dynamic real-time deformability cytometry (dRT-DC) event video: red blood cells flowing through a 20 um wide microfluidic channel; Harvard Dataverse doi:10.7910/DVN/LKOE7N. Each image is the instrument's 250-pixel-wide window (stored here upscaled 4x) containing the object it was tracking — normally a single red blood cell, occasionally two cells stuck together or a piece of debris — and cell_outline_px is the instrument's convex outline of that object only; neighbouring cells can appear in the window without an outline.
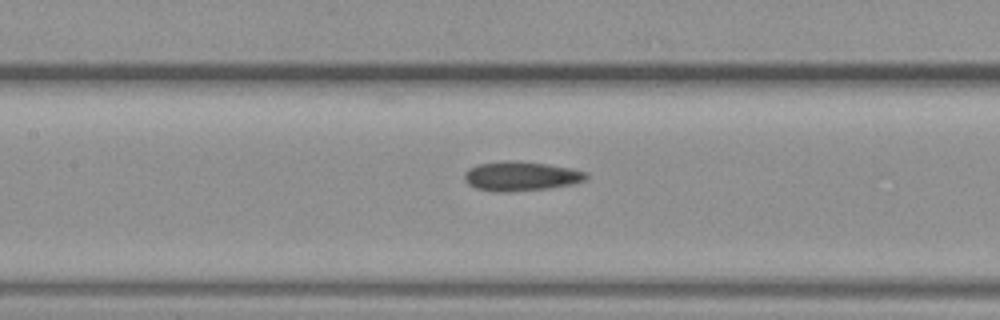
{"species": "common noctule bat (a hibernating species)", "species_latin": "Nyctalus noctula", "temperature_condition": "warm", "stored_images_in_passage": 5, "segment_of_instrument_passage": [2, 2], "camera_frame_rate_fps": 3000, "um_per_image_px": 0.085, "animal": {"sex": "female", "body_mass_g": 19.3, "forearm_length_mm": 54.1}, "frame": {"image": 1, "passage_image": 5, "time_ms": 6.333, "image_size_px": [1000, 320], "cell_outline_px": [[588, 180], [572, 184], [548, 188], [512, 192], [496, 192], [476, 188], [468, 184], [464, 180], [464, 172], [468, 168], [480, 164], [504, 160], [516, 160], [548, 164], [572, 168], [588, 172]], "centroid_in_image_um": [44.3, 14.97], "position_along_channel_um": 163.1, "area_um2": 21.21}}